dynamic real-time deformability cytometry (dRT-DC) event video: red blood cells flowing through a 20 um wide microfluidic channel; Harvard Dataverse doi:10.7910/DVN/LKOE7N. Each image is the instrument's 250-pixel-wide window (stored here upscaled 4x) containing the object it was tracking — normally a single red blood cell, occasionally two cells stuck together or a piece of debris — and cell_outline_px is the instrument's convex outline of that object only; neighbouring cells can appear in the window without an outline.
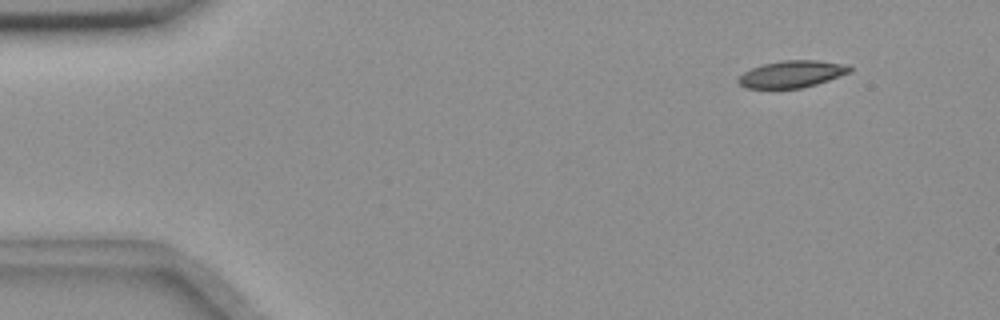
{"species": "common noctule bat (a hibernating species)", "species_latin": "Nyctalus noctula", "temperature_condition": "room temperature", "stored_images_in_passage": 3, "camera_frame_rate_fps": 3000, "um_per_image_px": 0.085, "animal": {"sex": "female", "body_mass_g": 18.4}, "frame": {"image": 1, "passage_image": 1, "time_ms": 0.0, "image_size_px": [1000, 320], "cell_outline_px": [[852, 72], [816, 84], [800, 88], [744, 88], [736, 80], [744, 72], [752, 68], [764, 64], [784, 60], [816, 60], [844, 64], [852, 68]], "centroid_in_image_um": [67.31, 6.3], "position_along_channel_um": 17.7, "area_um2": 17.34}}
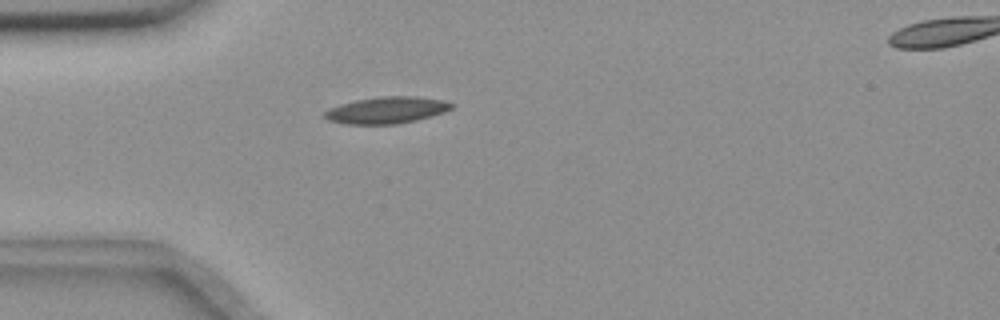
{"frame": {"image": 2, "passage_image": 3, "time_ms": 3.333, "image_size_px": [1000, 320], "cell_outline_px": [[456, 104], [452, 108], [444, 112], [416, 120], [396, 124], [344, 124], [328, 120], [320, 116], [328, 108], [340, 104], [356, 100], [380, 96], [416, 96], [444, 100]], "centroid_in_image_um": [32.83, 9.36], "position_along_channel_um": 52.2, "area_um2": 19.94}}